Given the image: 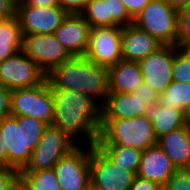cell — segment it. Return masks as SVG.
I'll return each instance as SVG.
<instances>
[{
  "label": "cell",
  "instance_id": "obj_4",
  "mask_svg": "<svg viewBox=\"0 0 190 190\" xmlns=\"http://www.w3.org/2000/svg\"><path fill=\"white\" fill-rule=\"evenodd\" d=\"M152 122L146 116L101 118L99 136L95 145H120L142 151L157 145Z\"/></svg>",
  "mask_w": 190,
  "mask_h": 190
},
{
  "label": "cell",
  "instance_id": "obj_39",
  "mask_svg": "<svg viewBox=\"0 0 190 190\" xmlns=\"http://www.w3.org/2000/svg\"><path fill=\"white\" fill-rule=\"evenodd\" d=\"M25 4L45 7L60 6L59 0H26Z\"/></svg>",
  "mask_w": 190,
  "mask_h": 190
},
{
  "label": "cell",
  "instance_id": "obj_14",
  "mask_svg": "<svg viewBox=\"0 0 190 190\" xmlns=\"http://www.w3.org/2000/svg\"><path fill=\"white\" fill-rule=\"evenodd\" d=\"M174 59V45H163L156 52L151 53L138 63L143 81L161 95L172 79Z\"/></svg>",
  "mask_w": 190,
  "mask_h": 190
},
{
  "label": "cell",
  "instance_id": "obj_33",
  "mask_svg": "<svg viewBox=\"0 0 190 190\" xmlns=\"http://www.w3.org/2000/svg\"><path fill=\"white\" fill-rule=\"evenodd\" d=\"M90 0H59V4L68 14H80Z\"/></svg>",
  "mask_w": 190,
  "mask_h": 190
},
{
  "label": "cell",
  "instance_id": "obj_21",
  "mask_svg": "<svg viewBox=\"0 0 190 190\" xmlns=\"http://www.w3.org/2000/svg\"><path fill=\"white\" fill-rule=\"evenodd\" d=\"M144 116L152 122L157 139L187 125L184 111L161 106L159 101L147 105Z\"/></svg>",
  "mask_w": 190,
  "mask_h": 190
},
{
  "label": "cell",
  "instance_id": "obj_18",
  "mask_svg": "<svg viewBox=\"0 0 190 190\" xmlns=\"http://www.w3.org/2000/svg\"><path fill=\"white\" fill-rule=\"evenodd\" d=\"M147 103L139 95L131 93H109L101 106V118H122L144 116Z\"/></svg>",
  "mask_w": 190,
  "mask_h": 190
},
{
  "label": "cell",
  "instance_id": "obj_32",
  "mask_svg": "<svg viewBox=\"0 0 190 190\" xmlns=\"http://www.w3.org/2000/svg\"><path fill=\"white\" fill-rule=\"evenodd\" d=\"M136 95H139L145 103L152 104L159 101V93L146 83H142L135 91Z\"/></svg>",
  "mask_w": 190,
  "mask_h": 190
},
{
  "label": "cell",
  "instance_id": "obj_35",
  "mask_svg": "<svg viewBox=\"0 0 190 190\" xmlns=\"http://www.w3.org/2000/svg\"><path fill=\"white\" fill-rule=\"evenodd\" d=\"M128 14L134 19L151 0H121Z\"/></svg>",
  "mask_w": 190,
  "mask_h": 190
},
{
  "label": "cell",
  "instance_id": "obj_6",
  "mask_svg": "<svg viewBox=\"0 0 190 190\" xmlns=\"http://www.w3.org/2000/svg\"><path fill=\"white\" fill-rule=\"evenodd\" d=\"M54 100L46 79L31 88L10 92V115L36 118L47 125L53 121Z\"/></svg>",
  "mask_w": 190,
  "mask_h": 190
},
{
  "label": "cell",
  "instance_id": "obj_19",
  "mask_svg": "<svg viewBox=\"0 0 190 190\" xmlns=\"http://www.w3.org/2000/svg\"><path fill=\"white\" fill-rule=\"evenodd\" d=\"M157 145L177 170L190 169V126L185 125L158 138Z\"/></svg>",
  "mask_w": 190,
  "mask_h": 190
},
{
  "label": "cell",
  "instance_id": "obj_22",
  "mask_svg": "<svg viewBox=\"0 0 190 190\" xmlns=\"http://www.w3.org/2000/svg\"><path fill=\"white\" fill-rule=\"evenodd\" d=\"M116 166L137 174L142 150L120 145H96Z\"/></svg>",
  "mask_w": 190,
  "mask_h": 190
},
{
  "label": "cell",
  "instance_id": "obj_30",
  "mask_svg": "<svg viewBox=\"0 0 190 190\" xmlns=\"http://www.w3.org/2000/svg\"><path fill=\"white\" fill-rule=\"evenodd\" d=\"M163 190H190V169L177 170L166 182Z\"/></svg>",
  "mask_w": 190,
  "mask_h": 190
},
{
  "label": "cell",
  "instance_id": "obj_25",
  "mask_svg": "<svg viewBox=\"0 0 190 190\" xmlns=\"http://www.w3.org/2000/svg\"><path fill=\"white\" fill-rule=\"evenodd\" d=\"M23 34L17 16L0 19V45L22 46Z\"/></svg>",
  "mask_w": 190,
  "mask_h": 190
},
{
  "label": "cell",
  "instance_id": "obj_43",
  "mask_svg": "<svg viewBox=\"0 0 190 190\" xmlns=\"http://www.w3.org/2000/svg\"><path fill=\"white\" fill-rule=\"evenodd\" d=\"M14 6L18 7L19 5H22L26 2V0H10Z\"/></svg>",
  "mask_w": 190,
  "mask_h": 190
},
{
  "label": "cell",
  "instance_id": "obj_44",
  "mask_svg": "<svg viewBox=\"0 0 190 190\" xmlns=\"http://www.w3.org/2000/svg\"><path fill=\"white\" fill-rule=\"evenodd\" d=\"M186 121H187V125L190 126V108L186 112Z\"/></svg>",
  "mask_w": 190,
  "mask_h": 190
},
{
  "label": "cell",
  "instance_id": "obj_3",
  "mask_svg": "<svg viewBox=\"0 0 190 190\" xmlns=\"http://www.w3.org/2000/svg\"><path fill=\"white\" fill-rule=\"evenodd\" d=\"M47 126L28 116L9 115L0 122L4 150H8V167L19 172L26 167Z\"/></svg>",
  "mask_w": 190,
  "mask_h": 190
},
{
  "label": "cell",
  "instance_id": "obj_36",
  "mask_svg": "<svg viewBox=\"0 0 190 190\" xmlns=\"http://www.w3.org/2000/svg\"><path fill=\"white\" fill-rule=\"evenodd\" d=\"M129 190H163L157 183L136 176Z\"/></svg>",
  "mask_w": 190,
  "mask_h": 190
},
{
  "label": "cell",
  "instance_id": "obj_7",
  "mask_svg": "<svg viewBox=\"0 0 190 190\" xmlns=\"http://www.w3.org/2000/svg\"><path fill=\"white\" fill-rule=\"evenodd\" d=\"M78 144L58 127L48 125L32 151L26 167L20 172H35L52 169L53 166Z\"/></svg>",
  "mask_w": 190,
  "mask_h": 190
},
{
  "label": "cell",
  "instance_id": "obj_37",
  "mask_svg": "<svg viewBox=\"0 0 190 190\" xmlns=\"http://www.w3.org/2000/svg\"><path fill=\"white\" fill-rule=\"evenodd\" d=\"M16 6L10 0H0V19L16 16Z\"/></svg>",
  "mask_w": 190,
  "mask_h": 190
},
{
  "label": "cell",
  "instance_id": "obj_24",
  "mask_svg": "<svg viewBox=\"0 0 190 190\" xmlns=\"http://www.w3.org/2000/svg\"><path fill=\"white\" fill-rule=\"evenodd\" d=\"M20 179L31 190H62L53 169L20 172Z\"/></svg>",
  "mask_w": 190,
  "mask_h": 190
},
{
  "label": "cell",
  "instance_id": "obj_31",
  "mask_svg": "<svg viewBox=\"0 0 190 190\" xmlns=\"http://www.w3.org/2000/svg\"><path fill=\"white\" fill-rule=\"evenodd\" d=\"M20 172L12 167L0 166V190H13Z\"/></svg>",
  "mask_w": 190,
  "mask_h": 190
},
{
  "label": "cell",
  "instance_id": "obj_12",
  "mask_svg": "<svg viewBox=\"0 0 190 190\" xmlns=\"http://www.w3.org/2000/svg\"><path fill=\"white\" fill-rule=\"evenodd\" d=\"M44 80L45 74L22 51L0 63V83L10 91L31 88L41 84Z\"/></svg>",
  "mask_w": 190,
  "mask_h": 190
},
{
  "label": "cell",
  "instance_id": "obj_1",
  "mask_svg": "<svg viewBox=\"0 0 190 190\" xmlns=\"http://www.w3.org/2000/svg\"><path fill=\"white\" fill-rule=\"evenodd\" d=\"M54 100L52 124L78 145L96 144L101 126V106L88 95L49 85Z\"/></svg>",
  "mask_w": 190,
  "mask_h": 190
},
{
  "label": "cell",
  "instance_id": "obj_42",
  "mask_svg": "<svg viewBox=\"0 0 190 190\" xmlns=\"http://www.w3.org/2000/svg\"><path fill=\"white\" fill-rule=\"evenodd\" d=\"M13 190H31L20 178L15 182Z\"/></svg>",
  "mask_w": 190,
  "mask_h": 190
},
{
  "label": "cell",
  "instance_id": "obj_26",
  "mask_svg": "<svg viewBox=\"0 0 190 190\" xmlns=\"http://www.w3.org/2000/svg\"><path fill=\"white\" fill-rule=\"evenodd\" d=\"M80 14L90 27H111V18H106L105 0H90Z\"/></svg>",
  "mask_w": 190,
  "mask_h": 190
},
{
  "label": "cell",
  "instance_id": "obj_13",
  "mask_svg": "<svg viewBox=\"0 0 190 190\" xmlns=\"http://www.w3.org/2000/svg\"><path fill=\"white\" fill-rule=\"evenodd\" d=\"M67 15L61 6H31L24 3L16 8L23 35L52 34Z\"/></svg>",
  "mask_w": 190,
  "mask_h": 190
},
{
  "label": "cell",
  "instance_id": "obj_10",
  "mask_svg": "<svg viewBox=\"0 0 190 190\" xmlns=\"http://www.w3.org/2000/svg\"><path fill=\"white\" fill-rule=\"evenodd\" d=\"M22 52L46 75L73 56L52 34L23 35Z\"/></svg>",
  "mask_w": 190,
  "mask_h": 190
},
{
  "label": "cell",
  "instance_id": "obj_20",
  "mask_svg": "<svg viewBox=\"0 0 190 190\" xmlns=\"http://www.w3.org/2000/svg\"><path fill=\"white\" fill-rule=\"evenodd\" d=\"M143 82L138 62L121 60L108 68L109 93H131Z\"/></svg>",
  "mask_w": 190,
  "mask_h": 190
},
{
  "label": "cell",
  "instance_id": "obj_16",
  "mask_svg": "<svg viewBox=\"0 0 190 190\" xmlns=\"http://www.w3.org/2000/svg\"><path fill=\"white\" fill-rule=\"evenodd\" d=\"M176 171L171 159L158 145H154L142 152L137 176L155 182L163 188Z\"/></svg>",
  "mask_w": 190,
  "mask_h": 190
},
{
  "label": "cell",
  "instance_id": "obj_11",
  "mask_svg": "<svg viewBox=\"0 0 190 190\" xmlns=\"http://www.w3.org/2000/svg\"><path fill=\"white\" fill-rule=\"evenodd\" d=\"M122 26L91 27L84 55L91 62L111 67L122 60Z\"/></svg>",
  "mask_w": 190,
  "mask_h": 190
},
{
  "label": "cell",
  "instance_id": "obj_15",
  "mask_svg": "<svg viewBox=\"0 0 190 190\" xmlns=\"http://www.w3.org/2000/svg\"><path fill=\"white\" fill-rule=\"evenodd\" d=\"M88 22L81 14H68L53 33L72 56H84L90 32Z\"/></svg>",
  "mask_w": 190,
  "mask_h": 190
},
{
  "label": "cell",
  "instance_id": "obj_9",
  "mask_svg": "<svg viewBox=\"0 0 190 190\" xmlns=\"http://www.w3.org/2000/svg\"><path fill=\"white\" fill-rule=\"evenodd\" d=\"M136 173L115 164L96 146H91L90 179L95 190H129Z\"/></svg>",
  "mask_w": 190,
  "mask_h": 190
},
{
  "label": "cell",
  "instance_id": "obj_2",
  "mask_svg": "<svg viewBox=\"0 0 190 190\" xmlns=\"http://www.w3.org/2000/svg\"><path fill=\"white\" fill-rule=\"evenodd\" d=\"M47 83L59 90H74L88 95L100 106L109 94L108 68L85 56H73L45 75Z\"/></svg>",
  "mask_w": 190,
  "mask_h": 190
},
{
  "label": "cell",
  "instance_id": "obj_29",
  "mask_svg": "<svg viewBox=\"0 0 190 190\" xmlns=\"http://www.w3.org/2000/svg\"><path fill=\"white\" fill-rule=\"evenodd\" d=\"M176 46L185 50L190 47V5L178 10Z\"/></svg>",
  "mask_w": 190,
  "mask_h": 190
},
{
  "label": "cell",
  "instance_id": "obj_41",
  "mask_svg": "<svg viewBox=\"0 0 190 190\" xmlns=\"http://www.w3.org/2000/svg\"><path fill=\"white\" fill-rule=\"evenodd\" d=\"M0 166L8 167V150H4L3 140L0 135Z\"/></svg>",
  "mask_w": 190,
  "mask_h": 190
},
{
  "label": "cell",
  "instance_id": "obj_34",
  "mask_svg": "<svg viewBox=\"0 0 190 190\" xmlns=\"http://www.w3.org/2000/svg\"><path fill=\"white\" fill-rule=\"evenodd\" d=\"M10 92L0 83V122L10 115Z\"/></svg>",
  "mask_w": 190,
  "mask_h": 190
},
{
  "label": "cell",
  "instance_id": "obj_5",
  "mask_svg": "<svg viewBox=\"0 0 190 190\" xmlns=\"http://www.w3.org/2000/svg\"><path fill=\"white\" fill-rule=\"evenodd\" d=\"M177 21V9L163 1L151 0L133 19V24L163 45L176 46Z\"/></svg>",
  "mask_w": 190,
  "mask_h": 190
},
{
  "label": "cell",
  "instance_id": "obj_23",
  "mask_svg": "<svg viewBox=\"0 0 190 190\" xmlns=\"http://www.w3.org/2000/svg\"><path fill=\"white\" fill-rule=\"evenodd\" d=\"M159 102L161 106L179 109L186 113L190 108V82L183 83L173 80L160 95Z\"/></svg>",
  "mask_w": 190,
  "mask_h": 190
},
{
  "label": "cell",
  "instance_id": "obj_8",
  "mask_svg": "<svg viewBox=\"0 0 190 190\" xmlns=\"http://www.w3.org/2000/svg\"><path fill=\"white\" fill-rule=\"evenodd\" d=\"M90 153V145H77L53 166L62 190L90 189Z\"/></svg>",
  "mask_w": 190,
  "mask_h": 190
},
{
  "label": "cell",
  "instance_id": "obj_27",
  "mask_svg": "<svg viewBox=\"0 0 190 190\" xmlns=\"http://www.w3.org/2000/svg\"><path fill=\"white\" fill-rule=\"evenodd\" d=\"M172 79L177 82H190V52L174 46Z\"/></svg>",
  "mask_w": 190,
  "mask_h": 190
},
{
  "label": "cell",
  "instance_id": "obj_40",
  "mask_svg": "<svg viewBox=\"0 0 190 190\" xmlns=\"http://www.w3.org/2000/svg\"><path fill=\"white\" fill-rule=\"evenodd\" d=\"M158 1H163L167 5H170L171 7L177 10H180L181 8L190 5V0H158Z\"/></svg>",
  "mask_w": 190,
  "mask_h": 190
},
{
  "label": "cell",
  "instance_id": "obj_38",
  "mask_svg": "<svg viewBox=\"0 0 190 190\" xmlns=\"http://www.w3.org/2000/svg\"><path fill=\"white\" fill-rule=\"evenodd\" d=\"M22 51V46H1L0 45V63L6 58L15 55L17 52Z\"/></svg>",
  "mask_w": 190,
  "mask_h": 190
},
{
  "label": "cell",
  "instance_id": "obj_17",
  "mask_svg": "<svg viewBox=\"0 0 190 190\" xmlns=\"http://www.w3.org/2000/svg\"><path fill=\"white\" fill-rule=\"evenodd\" d=\"M162 46L158 39L140 30L134 24L123 27L122 60L139 62Z\"/></svg>",
  "mask_w": 190,
  "mask_h": 190
},
{
  "label": "cell",
  "instance_id": "obj_28",
  "mask_svg": "<svg viewBox=\"0 0 190 190\" xmlns=\"http://www.w3.org/2000/svg\"><path fill=\"white\" fill-rule=\"evenodd\" d=\"M106 18H111V27L128 26L133 24V19L128 14L121 0H105Z\"/></svg>",
  "mask_w": 190,
  "mask_h": 190
}]
</instances>
